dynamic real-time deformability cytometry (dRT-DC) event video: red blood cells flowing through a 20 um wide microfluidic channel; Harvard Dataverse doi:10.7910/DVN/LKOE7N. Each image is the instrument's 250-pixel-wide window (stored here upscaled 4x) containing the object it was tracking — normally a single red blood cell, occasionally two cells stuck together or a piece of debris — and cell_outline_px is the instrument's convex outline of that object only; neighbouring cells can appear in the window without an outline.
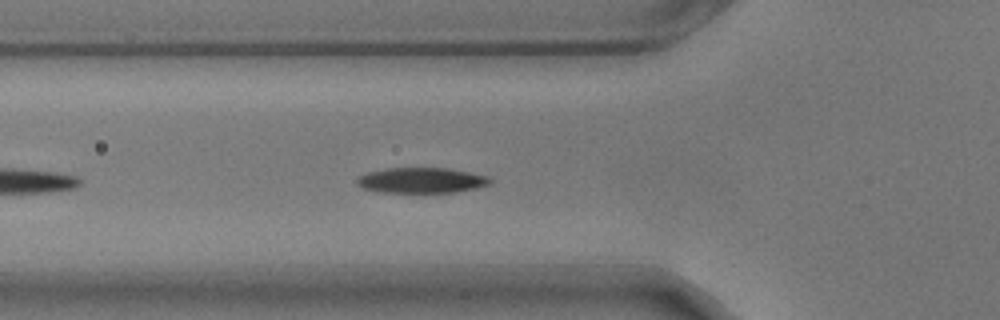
{"species": "common noctule bat (a hibernating species)", "species_latin": "Nyctalus noctula", "temperature_condition": "warm", "stored_images_in_passage": 25, "camera_frame_rate_fps": 3000, "um_per_image_px": 0.085, "animal": {"sex": "male", "body_mass_g": 17.9}, "frame": {"image": 1, "passage_image": 7, "time_ms": 2.0, "image_size_px": [1000, 320], "cell_outline_px": [[492, 184], [476, 188], [456, 192], [380, 192], [364, 188], [356, 184], [356, 180], [360, 176], [368, 172], [388, 168], [448, 168], [488, 176], [492, 180]], "centroid_in_image_um": [35.85, 15.33], "position_along_channel_um": 89.9, "area_um2": 19.65}}
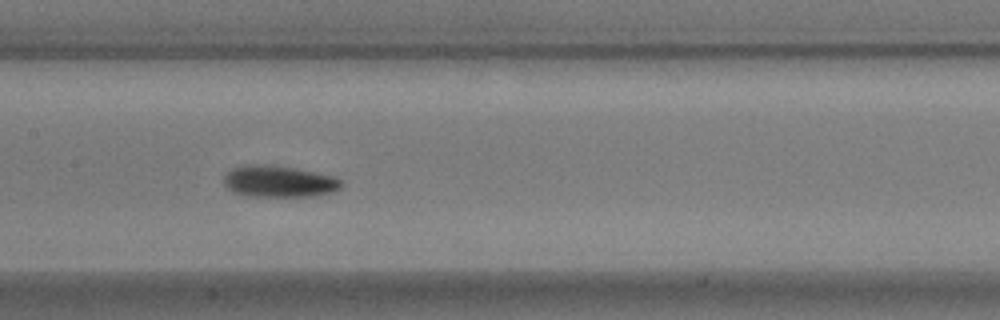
{"frame": {"image": 2, "passage_image": 15, "time_ms": 4.667, "image_size_px": [1000, 320], "cell_outline_px": [[344, 184], [340, 188], [332, 192], [316, 196], [248, 196], [236, 192], [228, 188], [224, 184], [224, 176], [228, 172], [236, 168], [248, 164], [264, 164], [292, 168], [336, 176]], "centroid_in_image_um": [23.76, 15.43], "position_along_channel_um": 183.6, "area_um2": 21.39}}
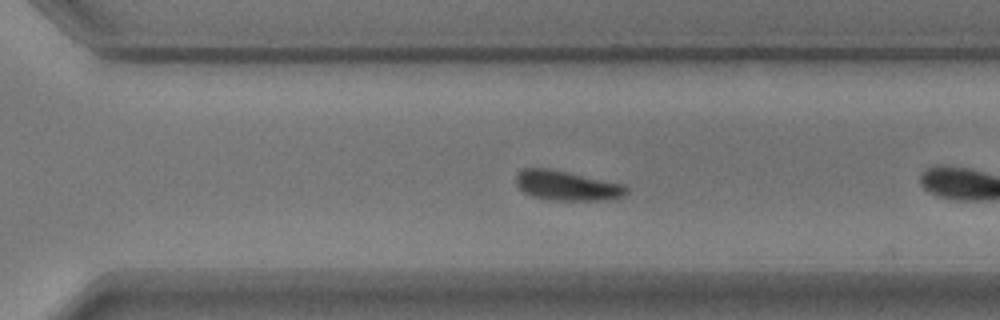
{"frame": {"image": 3, "passage_image": 24, "time_ms": 7.667, "image_size_px": [1000, 320], "cell_outline_px": [[628, 192], [624, 196], [596, 200], [552, 200], [532, 196], [524, 192], [516, 184], [516, 176], [524, 168], [548, 168], [568, 172], [624, 184], [628, 188]], "centroid_in_image_um": [48.18, 15.77], "position_along_channel_um": 322.4, "area_um2": 18.9}}